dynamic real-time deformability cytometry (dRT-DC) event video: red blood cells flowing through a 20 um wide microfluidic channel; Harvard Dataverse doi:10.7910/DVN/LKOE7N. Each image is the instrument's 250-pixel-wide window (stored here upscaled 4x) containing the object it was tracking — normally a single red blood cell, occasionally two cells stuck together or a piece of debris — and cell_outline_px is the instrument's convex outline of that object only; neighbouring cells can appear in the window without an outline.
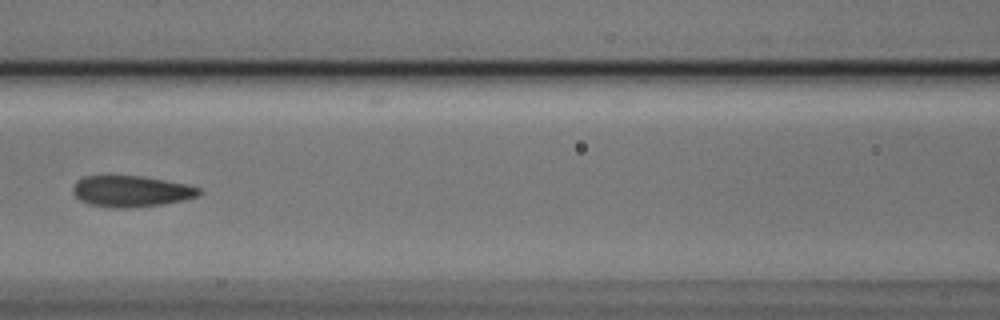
{"species": "Egyptian fruit bat (a non-hibernating species)", "species_latin": "Rousettus aegyptiacus", "temperature_condition": "cold", "stored_images_in_passage": 9, "camera_frame_rate_fps": 3000, "um_per_image_px": 0.085, "animal": {"sex": "male"}, "frame": {"image": 1, "passage_image": 5, "time_ms": 1.333, "image_size_px": [1000, 320], "cell_outline_px": [[204, 192], [200, 196], [184, 200], [164, 204], [128, 208], [112, 208], [88, 204], [80, 200], [72, 192], [72, 188], [76, 180], [84, 176], [144, 176], [184, 184], [200, 188]], "centroid_in_image_um": [11.15, 16.26], "position_along_channel_um": 155.4, "area_um2": 23.12}}
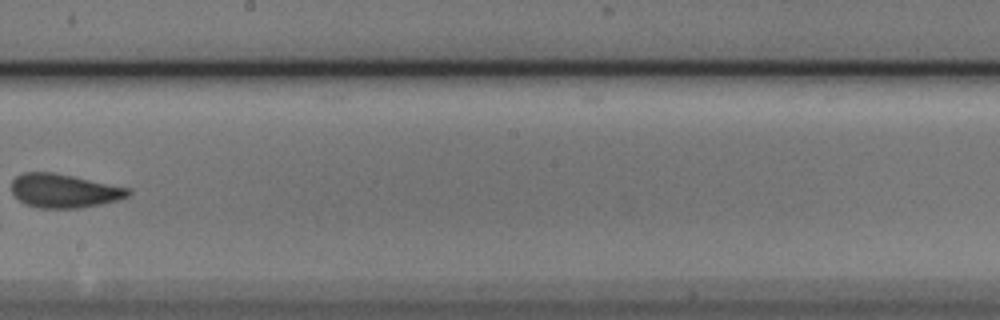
{"frame": {"image": 2, "passage_image": 7, "time_ms": 2.0, "image_size_px": [1000, 320], "cell_outline_px": [[132, 192], [128, 196], [120, 200], [80, 208], [40, 208], [24, 204], [12, 192], [12, 180], [16, 176], [24, 172], [52, 172], [132, 188]], "centroid_in_image_um": [5.48, 16.22], "position_along_channel_um": 242.7, "area_um2": 23.06}}
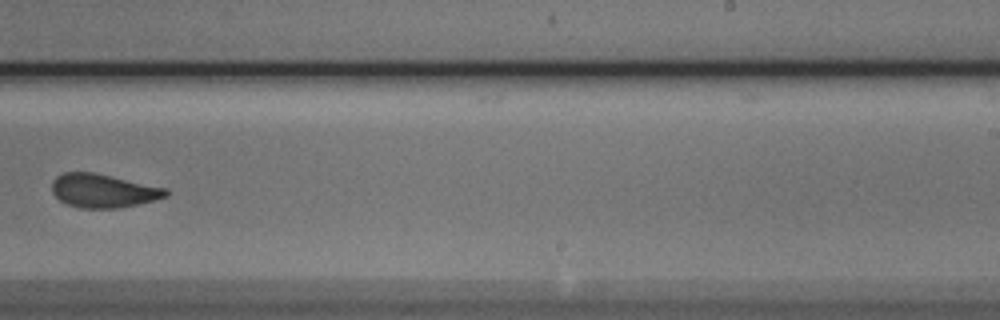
{"frame": {"image": 3, "passage_image": 8, "time_ms": 2.333, "image_size_px": [1000, 320], "cell_outline_px": [[172, 192], [168, 196], [120, 208], [80, 208], [68, 204], [60, 200], [52, 192], [52, 180], [56, 176], [64, 172], [92, 172], [168, 188]], "centroid_in_image_um": [8.79, 16.21], "position_along_channel_um": 280.2, "area_um2": 22.31}}